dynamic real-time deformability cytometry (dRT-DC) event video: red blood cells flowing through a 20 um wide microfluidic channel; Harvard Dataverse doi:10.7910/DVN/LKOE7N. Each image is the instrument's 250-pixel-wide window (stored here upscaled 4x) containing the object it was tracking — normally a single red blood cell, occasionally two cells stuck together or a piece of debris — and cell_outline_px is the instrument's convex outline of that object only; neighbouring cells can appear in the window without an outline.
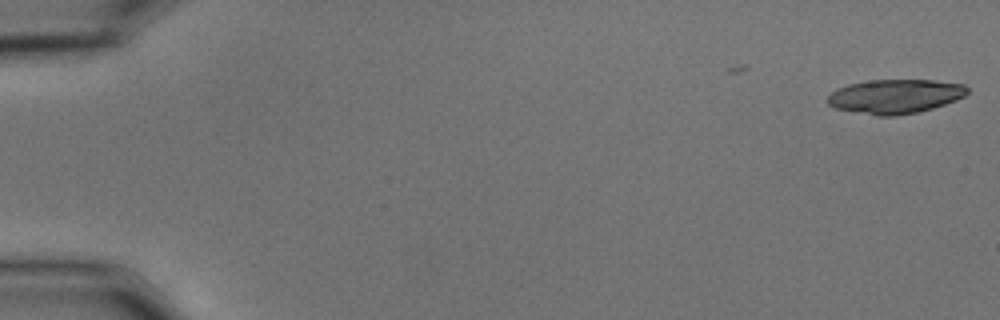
{"species": "common noctule bat (a hibernating species)", "species_latin": "Nyctalus noctula", "temperature_condition": "cold", "stored_images_in_passage": 5, "camera_frame_rate_fps": 3000, "um_per_image_px": 0.085, "animal": {"sex": "male", "body_mass_g": 15.6}, "frame": {"image": 1, "passage_image": 5, "time_ms": 1.333, "image_size_px": [1000, 320], "cell_outline_px": [[968, 92], [964, 96], [956, 100], [932, 108], [916, 112], [896, 116], [876, 116], [836, 108], [828, 104], [824, 100], [832, 92], [848, 84], [868, 80], [932, 80], [964, 84], [968, 88]], "centroid_in_image_um": [76.07, 8.19], "position_along_channel_um": 8.9, "area_um2": 27.8}}